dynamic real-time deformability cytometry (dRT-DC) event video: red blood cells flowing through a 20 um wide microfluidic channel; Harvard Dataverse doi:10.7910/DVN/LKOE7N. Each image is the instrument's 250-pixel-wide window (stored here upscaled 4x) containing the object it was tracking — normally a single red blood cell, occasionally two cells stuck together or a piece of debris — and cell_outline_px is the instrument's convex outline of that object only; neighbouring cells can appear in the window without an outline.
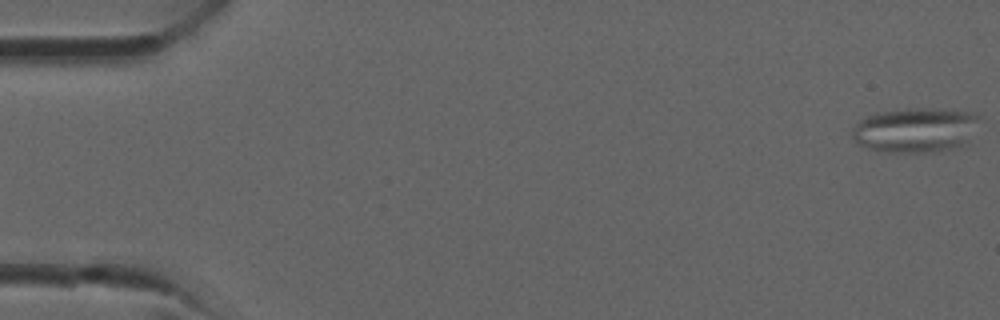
{"species": "common noctule bat (a hibernating species)", "species_latin": "Nyctalus noctula", "temperature_condition": "room temperature", "stored_images_in_passage": 8, "camera_frame_rate_fps": 3000, "um_per_image_px": 0.085, "animal": {"sex": "male", "forearm_length_mm": 52.5}, "frame": {"image": 1, "passage_image": 1, "time_ms": 0.0, "image_size_px": [1000, 320], "cell_outline_px": [[984, 120], [960, 144], [944, 152], [884, 152], [868, 148], [860, 144], [852, 136], [852, 128], [860, 120], [876, 112], [908, 108], [932, 108], [968, 112], [980, 116]], "centroid_in_image_um": [77.8, 11.04], "position_along_channel_um": 7.2, "area_um2": 33.12}}